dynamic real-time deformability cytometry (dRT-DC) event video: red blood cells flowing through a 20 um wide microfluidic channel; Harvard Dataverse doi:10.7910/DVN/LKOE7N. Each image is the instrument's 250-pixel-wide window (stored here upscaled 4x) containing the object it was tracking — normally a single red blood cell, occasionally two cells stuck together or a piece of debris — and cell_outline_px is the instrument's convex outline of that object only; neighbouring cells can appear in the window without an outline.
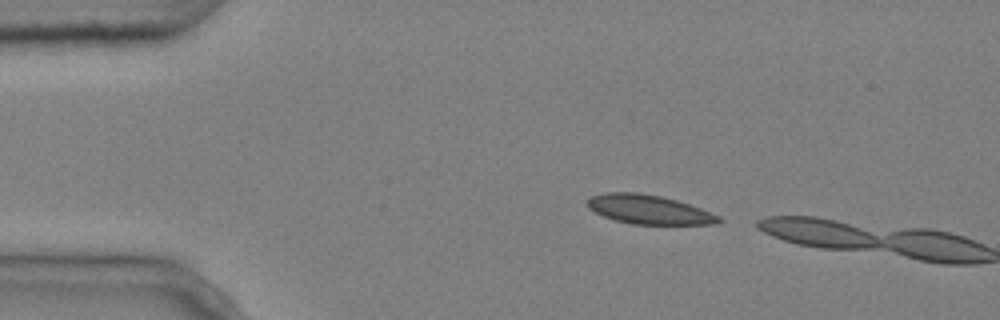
{"species": "common noctule bat (a hibernating species)", "species_latin": "Nyctalus noctula", "temperature_condition": "cold", "stored_images_in_passage": 2, "camera_frame_rate_fps": 3000, "um_per_image_px": 0.085, "animal": {"sex": "male", "body_mass_g": 20.4}, "frame": {"image": 1, "passage_image": 1, "time_ms": 0.0, "image_size_px": [1000, 320], "cell_outline_px": [[724, 220], [712, 224], [632, 224], [616, 220], [604, 216], [588, 208], [588, 200], [592, 196], [604, 192], [636, 192], [660, 196], [676, 200], [700, 208], [720, 216]], "centroid_in_image_um": [55.15, 17.8], "position_along_channel_um": 29.8, "area_um2": 22.02}}